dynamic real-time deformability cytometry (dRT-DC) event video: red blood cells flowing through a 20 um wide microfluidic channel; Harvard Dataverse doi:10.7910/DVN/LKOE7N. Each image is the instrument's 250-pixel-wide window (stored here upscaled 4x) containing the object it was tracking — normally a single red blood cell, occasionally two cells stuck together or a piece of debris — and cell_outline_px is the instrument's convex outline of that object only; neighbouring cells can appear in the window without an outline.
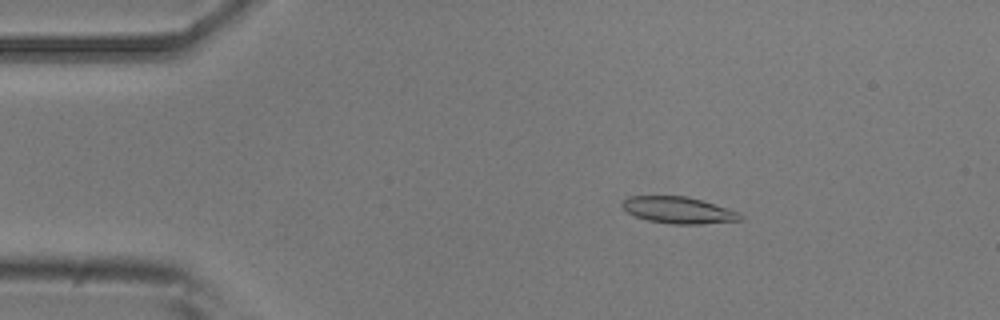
{"species": "common noctule bat (a hibernating species)", "species_latin": "Nyctalus noctula", "temperature_condition": "room temperature", "stored_images_in_passage": 51, "camera_frame_rate_fps": 3000, "um_per_image_px": 0.085, "animal": {"sex": "male", "body_mass_g": 20.5, "forearm_length_mm": 52.5}, "frame": {"image": 1, "passage_image": 8, "time_ms": 2.333, "image_size_px": [1000, 320], "cell_outline_px": [[744, 220], [700, 224], [672, 224], [648, 220], [636, 216], [628, 212], [620, 204], [628, 196], [688, 196], [740, 212], [744, 216]], "centroid_in_image_um": [57.71, 17.86], "position_along_channel_um": 27.3, "area_um2": 18.32}}
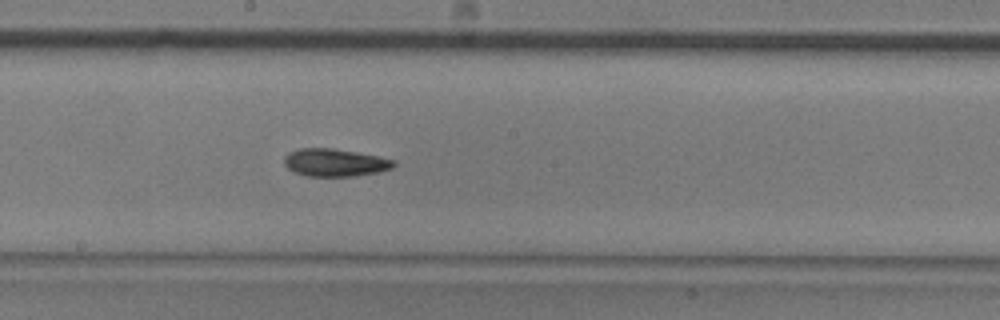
{"frame": {"image": 2, "passage_image": 27, "time_ms": 8.667, "image_size_px": [1000, 320], "cell_outline_px": [[396, 164], [392, 168], [376, 172], [356, 176], [308, 176], [296, 172], [288, 168], [284, 164], [284, 156], [288, 152], [300, 148], [332, 148], [356, 152], [396, 160]], "centroid_in_image_um": [28.46, 13.81], "position_along_channel_um": 219.7, "area_um2": 17.57}}
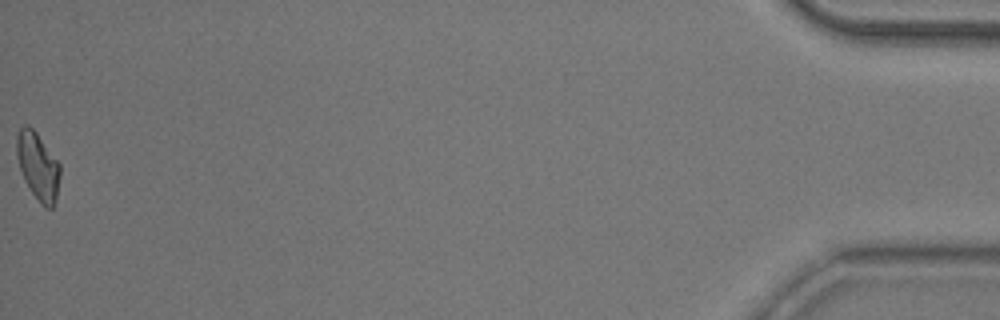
{"frame": {"image": 3, "passage_image": 51, "time_ms": 16.667, "image_size_px": [1000, 320], "cell_outline_px": [[60, 176], [56, 200], [52, 208], [44, 208], [40, 204], [24, 180], [16, 156], [16, 136], [20, 128], [24, 124], [28, 124], [36, 132], [60, 164]], "centroid_in_image_um": [3.22, 14.13], "position_along_channel_um": 432.0, "area_um2": 17.11}, "authors_computed_cell_mechanics": {"area_um2": 17.5134, "velocity_mm_per_s": 3.9185, "shape_relaxation_time_tau1_ms": 5.0169, "shape_relaxation_time_tau2_ms": null, "deformation_change_tau1": 0.142, "deformation_change_tau2": null}}